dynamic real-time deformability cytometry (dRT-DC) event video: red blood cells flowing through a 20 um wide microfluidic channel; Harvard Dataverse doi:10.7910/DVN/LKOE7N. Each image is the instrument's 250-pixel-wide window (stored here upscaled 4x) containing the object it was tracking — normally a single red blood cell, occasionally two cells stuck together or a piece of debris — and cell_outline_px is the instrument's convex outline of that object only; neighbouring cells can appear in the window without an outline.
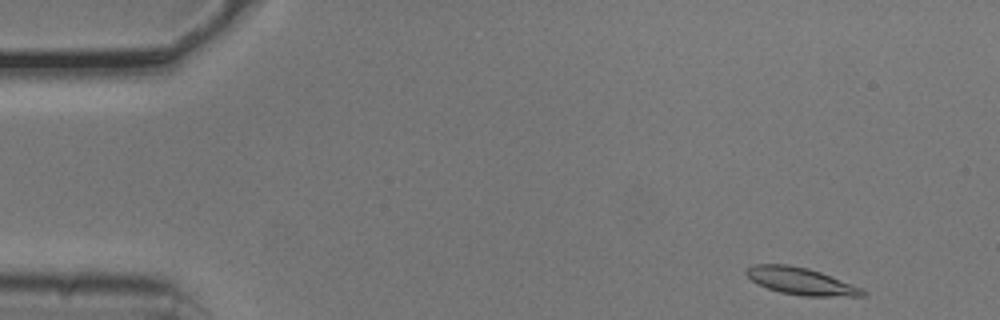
{"species": "common noctule bat (a hibernating species)", "species_latin": "Nyctalus noctula", "temperature_condition": "cold", "stored_images_in_passage": 50, "camera_frame_rate_fps": 3000, "um_per_image_px": 0.085, "animal": {"sex": "male", "body_mass_g": 20.5, "forearm_length_mm": 52.5}, "frame": {"image": 1, "passage_image": 1, "time_ms": 0.0, "image_size_px": [1000, 320], "cell_outline_px": [[868, 292], [864, 296], [804, 296], [780, 292], [768, 288], [752, 280], [744, 272], [752, 264], [788, 264], [808, 268], [820, 272], [864, 288]], "centroid_in_image_um": [68.12, 23.9], "position_along_channel_um": 16.9, "area_um2": 18.32}}
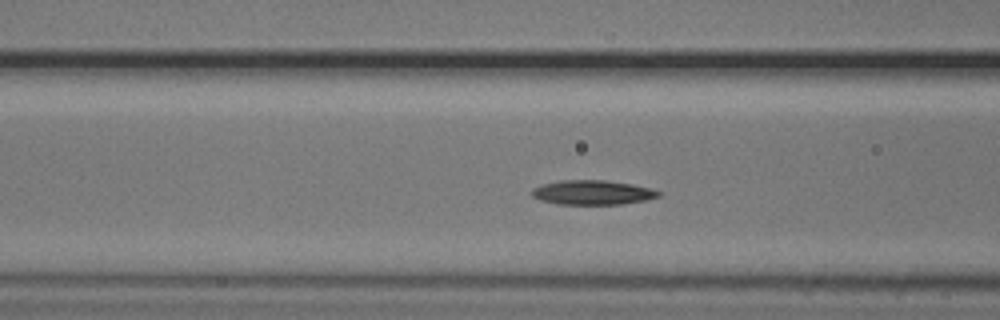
{"frame": {"image": 2, "passage_image": 17, "time_ms": 5.333, "image_size_px": [1000, 320], "cell_outline_px": [[660, 196], [644, 200], [620, 204], [560, 204], [540, 200], [532, 196], [532, 188], [544, 184], [560, 180], [608, 180], [632, 184], [648, 188], [660, 192]], "centroid_in_image_um": [50.34, 16.35], "position_along_channel_um": 116.3, "area_um2": 17.86}}
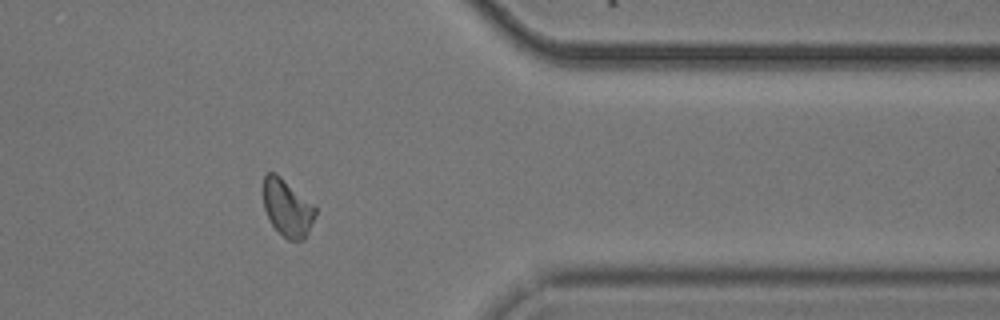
{"frame": {"image": 3, "passage_image": 40, "time_ms": 13.0, "image_size_px": [1000, 320], "cell_outline_px": [[316, 212], [308, 232], [304, 240], [288, 240], [272, 224], [264, 208], [264, 172], [276, 172], [312, 204], [316, 208]], "centroid_in_image_um": [24.41, 17.65], "position_along_channel_um": 387.0, "area_um2": 16.94}, "authors_computed_cell_mechanics": {"area_um2": 17.8602, "velocity_mm_per_s": 3.7374, "shape_relaxation_time_tau1_ms": 2.2176, "shape_relaxation_time_tau2_ms": 5.0872, "deformation_change_tau1": 0.1325, "deformation_change_tau2": 0.1068}}